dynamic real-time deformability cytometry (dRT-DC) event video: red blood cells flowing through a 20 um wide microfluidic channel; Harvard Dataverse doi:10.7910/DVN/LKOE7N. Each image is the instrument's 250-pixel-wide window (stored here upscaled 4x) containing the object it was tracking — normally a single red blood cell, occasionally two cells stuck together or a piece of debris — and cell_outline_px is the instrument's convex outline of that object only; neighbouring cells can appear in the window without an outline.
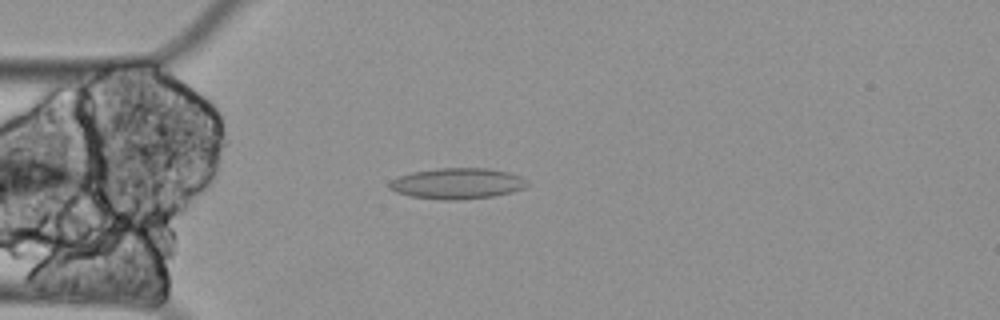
{"species": "Egyptian fruit bat (a non-hibernating species)", "species_latin": "Rousettus aegyptiacus", "temperature_condition": "cold", "stored_images_in_passage": 42, "segment_of_instrument_passage": [1, 2], "camera_frame_rate_fps": 3000, "um_per_image_px": 0.085, "animal": {"sex": "female"}, "frame": {"image": 1, "passage_image": 1, "time_ms": 0.0, "image_size_px": [1000, 320], "cell_outline_px": [[528, 184], [524, 188], [512, 192], [492, 196], [460, 200], [440, 200], [412, 196], [396, 192], [388, 188], [388, 184], [392, 180], [400, 176], [412, 172], [436, 168], [488, 168], [508, 172], [520, 176], [528, 180]], "centroid_in_image_um": [38.88, 15.59], "position_along_channel_um": 46.1, "area_um2": 24.85}}
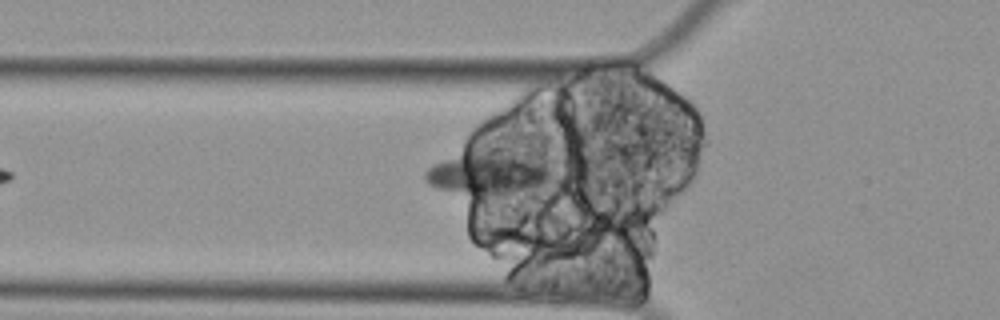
{"frame": {"image": 2, "passage_image": 5, "time_ms": 1.333, "image_size_px": [1000, 320], "cell_outline_px": [[568, 172], [536, 196], [460, 192], [436, 188], [428, 184], [424, 180], [424, 172], [428, 168], [464, 144], [492, 148], [560, 168]], "centroid_in_image_um": [41.75, 14.68], "position_along_channel_um": 84.1, "area_um2": 35.55}}